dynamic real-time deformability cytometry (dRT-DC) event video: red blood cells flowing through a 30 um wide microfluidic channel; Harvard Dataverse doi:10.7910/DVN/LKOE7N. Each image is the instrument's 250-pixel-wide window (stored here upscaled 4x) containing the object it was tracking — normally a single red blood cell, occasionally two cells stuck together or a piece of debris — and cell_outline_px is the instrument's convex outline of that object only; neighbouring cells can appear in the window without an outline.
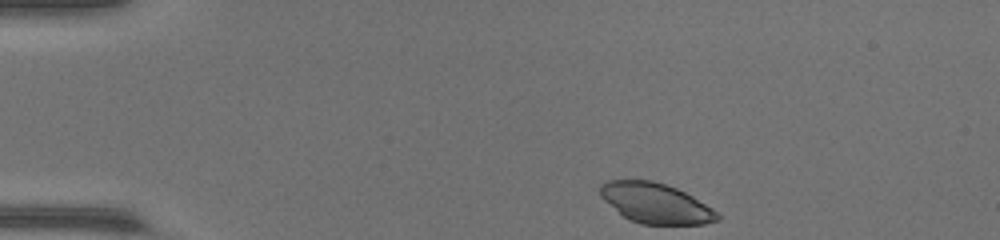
{"species": "common noctule bat (a hibernating species)", "species_latin": "Nyctalus noctula", "temperature_condition": "warm", "stored_images_in_passage": 45, "camera_frame_rate_fps": 3000, "um_per_image_px": 0.085, "animal": {"sex": "female", "body_mass_g": 17.0, "forearm_length_mm": 48.0}, "frame": {"image": 1, "passage_image": 1, "time_ms": 0.0, "image_size_px": [1000, 240], "cell_outline_px": [[720, 220], [704, 224], [640, 224], [628, 220], [604, 200], [600, 196], [600, 184], [608, 180], [652, 180], [676, 188], [692, 196], [712, 208], [720, 216]], "centroid_in_image_um": [55.71, 17.28], "position_along_channel_um": 29.3, "area_um2": 27.34}}
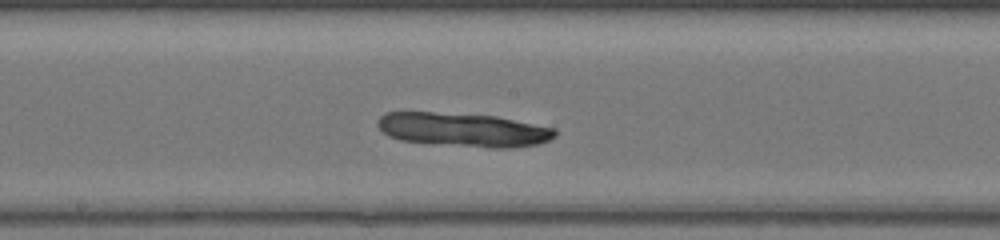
{"frame": {"image": 2, "passage_image": 21, "time_ms": 6.667, "image_size_px": [1000, 240], "cell_outline_px": [[556, 136], [540, 144], [512, 148], [492, 148], [400, 140], [388, 136], [376, 124], [376, 120], [384, 112], [432, 112], [496, 116], [556, 128]], "centroid_in_image_um": [39.39, 11.02], "position_along_channel_um": 208.8, "area_um2": 34.91}}
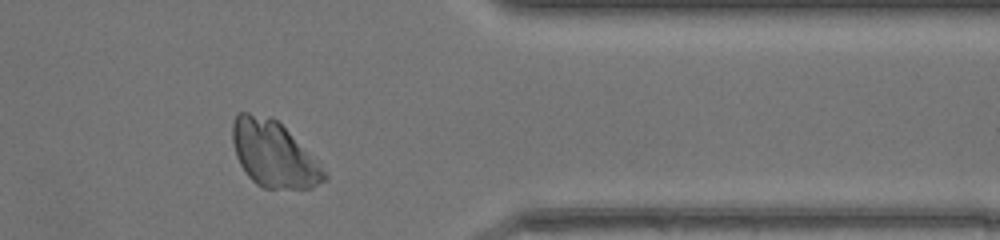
{"frame": {"image": 3, "passage_image": 36, "time_ms": 11.667, "image_size_px": [1000, 240], "cell_outline_px": [[328, 180], [312, 188], [264, 188], [256, 184], [248, 176], [240, 164], [236, 156], [232, 140], [232, 124], [236, 112], [248, 112], [272, 116], [288, 132], [328, 176]], "centroid_in_image_um": [23.19, 13.09], "position_along_channel_um": 388.2, "area_um2": 34.62}}